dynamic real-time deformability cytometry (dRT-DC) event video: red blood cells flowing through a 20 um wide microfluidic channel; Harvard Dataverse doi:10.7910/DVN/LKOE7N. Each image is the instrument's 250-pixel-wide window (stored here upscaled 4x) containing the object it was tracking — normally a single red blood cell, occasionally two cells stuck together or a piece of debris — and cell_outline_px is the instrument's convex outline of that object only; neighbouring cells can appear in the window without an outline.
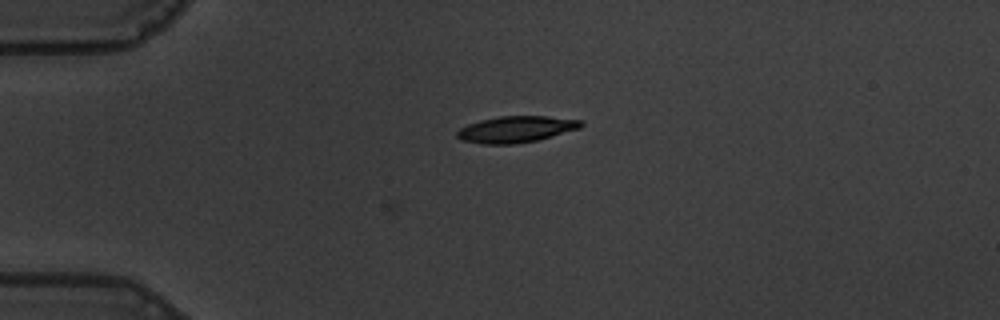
{"species": "common noctule bat (a hibernating species)", "species_latin": "Nyctalus noctula", "temperature_condition": "warm", "stored_images_in_passage": 44, "camera_frame_rate_fps": 3000, "um_per_image_px": 0.085, "animal": {"sex": "male", "body_mass_g": 19.5, "forearm_length_mm": 54.6}, "frame": {"image": 1, "passage_image": 1, "time_ms": 0.0, "image_size_px": [1000, 320], "cell_outline_px": [[584, 124], [580, 128], [536, 140], [512, 144], [484, 144], [460, 140], [456, 136], [456, 132], [460, 128], [468, 124], [480, 120], [500, 116], [548, 116], [584, 120]], "centroid_in_image_um": [43.86, 10.98], "position_along_channel_um": 41.1, "area_um2": 19.02}}
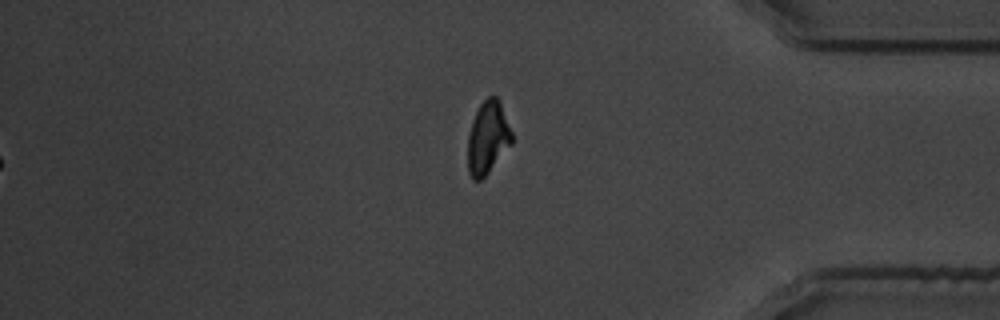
{"frame": {"image": 2, "passage_image": 35, "time_ms": 11.333, "image_size_px": [1000, 320], "cell_outline_px": [[512, 144], [488, 172], [480, 180], [472, 180], [468, 172], [468, 136], [472, 120], [480, 104], [488, 96], [496, 96], [500, 100], [512, 132]], "centroid_in_image_um": [41.46, 11.69], "position_along_channel_um": 393.7, "area_um2": 18.67}}
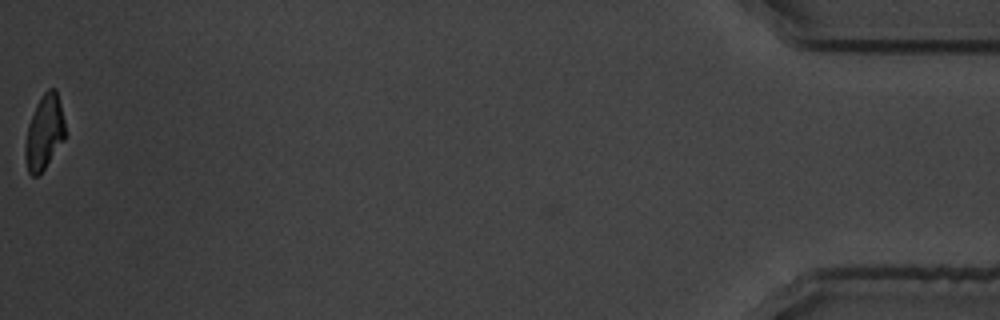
{"frame": {"image": 3, "passage_image": 44, "time_ms": 14.333, "image_size_px": [1000, 320], "cell_outline_px": [[64, 140], [44, 168], [36, 176], [32, 176], [28, 172], [24, 156], [24, 148], [28, 124], [36, 104], [44, 92], [48, 88], [56, 88], [64, 120]], "centroid_in_image_um": [3.74, 11.24], "position_along_channel_um": 431.5, "area_um2": 17.17}, "authors_computed_cell_mechanics": {"area_um2": 19.1607, "velocity_mm_per_s": 3.5921, "shape_relaxation_time_tau1_ms": 3.2381, "shape_relaxation_time_tau2_ms": 3.0007, "deformation_change_tau1": 0.1657, "deformation_change_tau2": 0.0818}}